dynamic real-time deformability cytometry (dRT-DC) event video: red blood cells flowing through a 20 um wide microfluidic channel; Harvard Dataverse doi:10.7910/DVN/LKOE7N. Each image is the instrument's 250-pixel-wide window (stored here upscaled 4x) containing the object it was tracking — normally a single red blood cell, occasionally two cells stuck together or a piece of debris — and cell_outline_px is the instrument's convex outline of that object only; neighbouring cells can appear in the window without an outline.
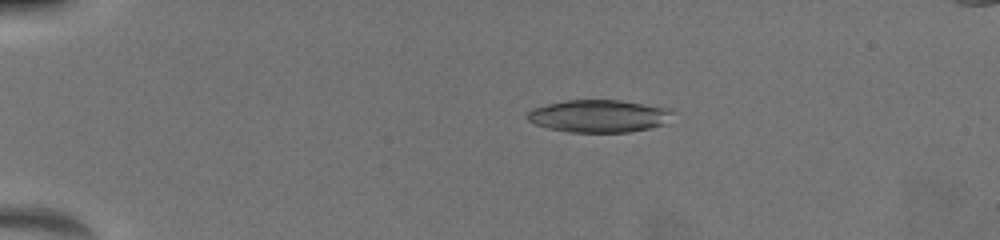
{"species": "common noctule bat (a hibernating species)", "species_latin": "Nyctalus noctula", "temperature_condition": "warm", "stored_images_in_passage": 43, "camera_frame_rate_fps": 3000, "um_per_image_px": 0.085, "animal": {"sex": "female", "body_mass_g": 19.5, "forearm_length_mm": 54.1}, "frame": {"image": 1, "passage_image": 22, "time_ms": 4.0, "image_size_px": [1000, 240], "cell_outline_px": [[672, 112], [664, 124], [648, 128], [628, 132], [572, 132], [548, 128], [536, 124], [528, 120], [524, 116], [532, 108], [548, 104], [568, 100], [620, 100], [660, 108]], "centroid_in_image_um": [50.79, 9.87], "position_along_channel_um": 34.2, "area_um2": 26.88}}
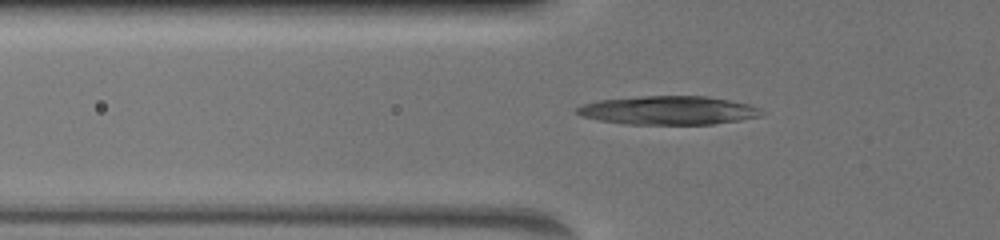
{"frame": {"image": 2, "passage_image": 40, "time_ms": 6.667, "image_size_px": [1000, 240], "cell_outline_px": [[760, 108], [756, 116], [736, 120], [712, 124], [632, 124], [600, 120], [584, 116], [576, 112], [576, 108], [584, 104], [600, 100], [640, 96], [708, 96], [748, 104]], "centroid_in_image_um": [56.76, 9.37], "position_along_channel_um": 69.0, "area_um2": 30.06}}